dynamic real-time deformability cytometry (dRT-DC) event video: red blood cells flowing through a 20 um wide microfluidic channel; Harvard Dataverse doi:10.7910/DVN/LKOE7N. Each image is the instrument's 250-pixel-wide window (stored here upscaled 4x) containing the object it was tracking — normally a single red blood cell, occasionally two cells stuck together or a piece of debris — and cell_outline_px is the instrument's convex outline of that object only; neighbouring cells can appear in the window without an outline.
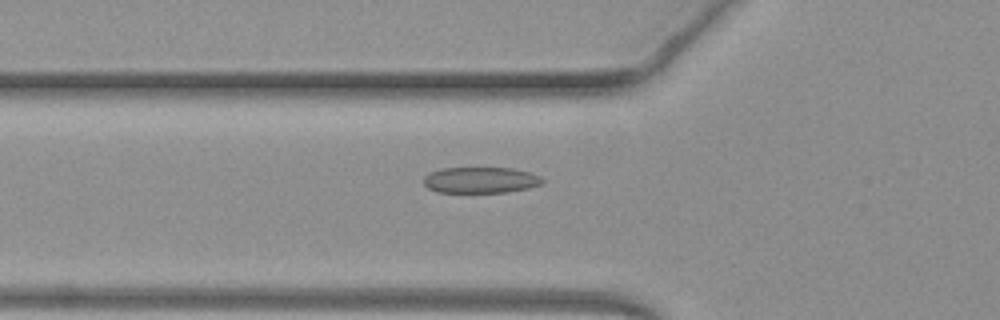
{"species": "common noctule bat (a hibernating species)", "species_latin": "Nyctalus noctula", "temperature_condition": "warm", "stored_images_in_passage": 36, "camera_frame_rate_fps": 3000, "um_per_image_px": 0.085, "animal": {"sex": "female", "body_mass_g": 19.3, "forearm_length_mm": 54.1}, "frame": {"image": 1, "passage_image": 3, "time_ms": 0.667, "image_size_px": [1000, 320], "cell_outline_px": [[544, 180], [540, 184], [528, 188], [508, 192], [436, 192], [428, 188], [424, 184], [424, 176], [428, 172], [440, 168], [512, 168], [528, 172], [540, 176]], "centroid_in_image_um": [40.81, 15.3], "position_along_channel_um": 85.0, "area_um2": 18.03}}
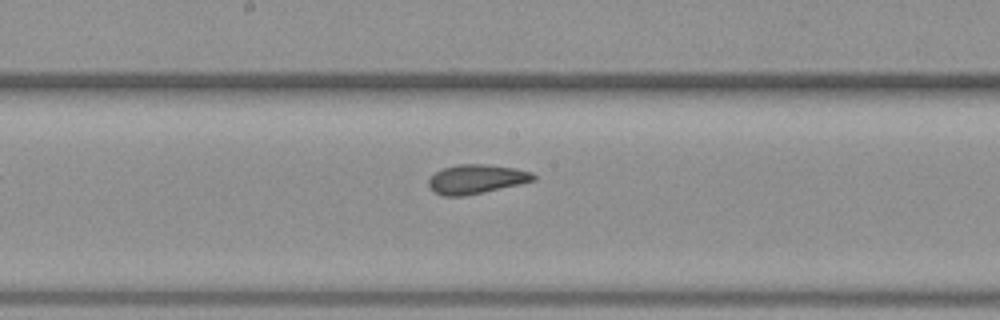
{"frame": {"image": 2, "passage_image": 12, "time_ms": 3.667, "image_size_px": [1000, 320], "cell_outline_px": [[536, 180], [520, 184], [484, 192], [464, 196], [444, 196], [428, 188], [428, 180], [436, 172], [444, 168], [460, 164], [488, 164], [512, 168], [532, 172], [536, 176]], "centroid_in_image_um": [40.49, 15.23], "position_along_channel_um": 207.7, "area_um2": 17.74}}
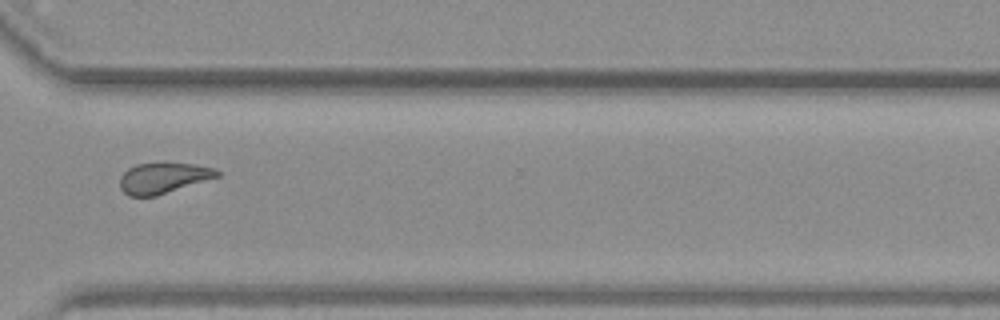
{"frame": {"image": 3, "passage_image": 23, "time_ms": 7.333, "image_size_px": [1000, 320], "cell_outline_px": [[220, 176], [156, 196], [128, 196], [120, 188], [120, 176], [128, 168], [136, 164], [164, 160], [196, 164], [212, 168], [220, 172]], "centroid_in_image_um": [13.86, 15.08], "position_along_channel_um": 356.7, "area_um2": 17.98}, "authors_computed_cell_mechanics": {"area_um2": 18.0336, "velocity_mm_per_s": 4.0763, "shape_relaxation_time_tau1_ms": 3.1262, "shape_relaxation_time_tau2_ms": 1.8035, "deformation_change_tau1": 0.1162, "deformation_change_tau2": 0.0903}}